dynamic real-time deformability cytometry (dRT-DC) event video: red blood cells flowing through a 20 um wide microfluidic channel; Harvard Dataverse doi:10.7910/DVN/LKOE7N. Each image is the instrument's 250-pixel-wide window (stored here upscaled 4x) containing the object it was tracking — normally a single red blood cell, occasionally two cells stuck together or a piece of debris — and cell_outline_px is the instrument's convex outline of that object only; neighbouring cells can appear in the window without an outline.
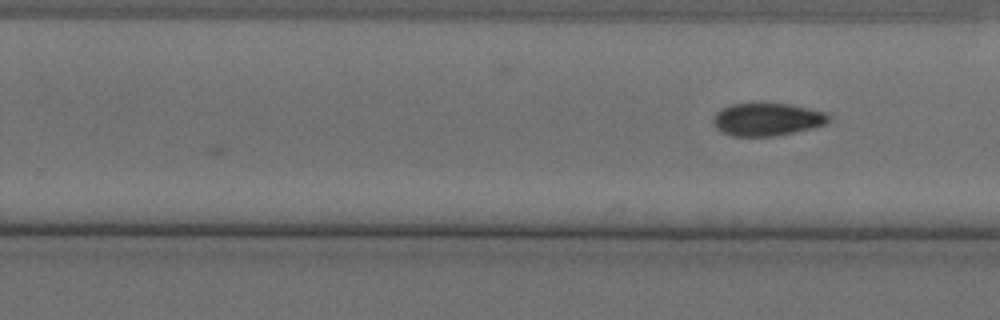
{"species": "Egyptian fruit bat (a non-hibernating species)", "species_latin": "Rousettus aegyptiacus", "temperature_condition": "cold", "stored_images_in_passage": 9, "camera_frame_rate_fps": 3000, "um_per_image_px": 0.085, "animal": {"sex": "female"}, "frame": {"image": 1, "passage_image": 9, "time_ms": 2.667, "image_size_px": [1000, 320], "cell_outline_px": [[832, 116], [824, 124], [812, 128], [776, 136], [732, 136], [720, 132], [712, 124], [712, 120], [716, 112], [732, 104], [788, 104], [828, 112]], "centroid_in_image_um": [65.2, 10.16], "position_along_channel_um": 264.6, "area_um2": 22.02}}